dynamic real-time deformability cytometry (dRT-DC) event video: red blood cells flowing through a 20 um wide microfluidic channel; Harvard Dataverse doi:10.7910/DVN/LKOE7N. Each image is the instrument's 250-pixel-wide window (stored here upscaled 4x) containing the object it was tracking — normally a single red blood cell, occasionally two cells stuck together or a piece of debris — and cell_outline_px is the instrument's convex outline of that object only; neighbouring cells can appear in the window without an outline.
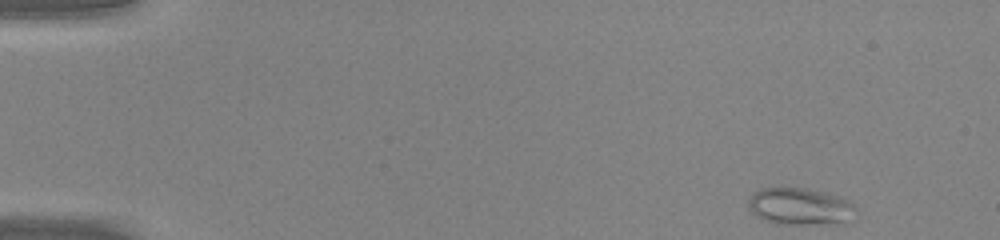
{"species": "common noctule bat (a hibernating species)", "species_latin": "Nyctalus noctula", "temperature_condition": "warm", "stored_images_in_passage": 45, "camera_frame_rate_fps": 3000, "um_per_image_px": 0.085, "animal": {"sex": "male", "body_mass_g": 20.0, "forearm_length_mm": 53.3}, "frame": {"image": 1, "passage_image": 1, "time_ms": 0.0, "image_size_px": [1000, 240], "cell_outline_px": [[856, 208], [844, 224], [776, 224], [764, 220], [756, 216], [748, 208], [748, 200], [760, 188], [808, 188], [840, 196], [852, 204]], "centroid_in_image_um": [67.98, 17.56], "position_along_channel_um": 17.0, "area_um2": 23.18}}
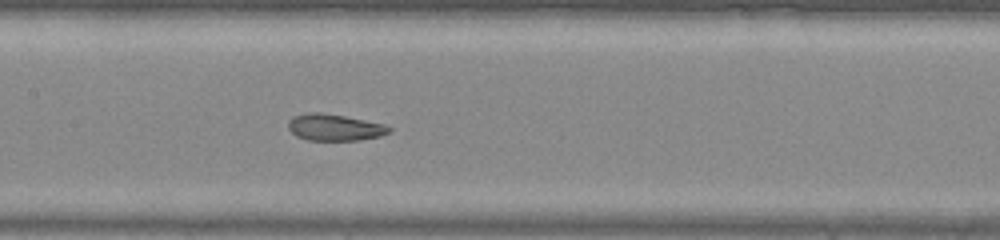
{"frame": {"image": 2, "passage_image": 21, "time_ms": 6.667, "image_size_px": [1000, 240], "cell_outline_px": [[392, 132], [380, 136], [360, 140], [308, 140], [296, 136], [288, 128], [288, 120], [292, 116], [308, 112], [320, 112], [344, 116], [384, 124], [392, 128]], "centroid_in_image_um": [28.43, 10.82], "position_along_channel_um": 179.0, "area_um2": 15.72}}
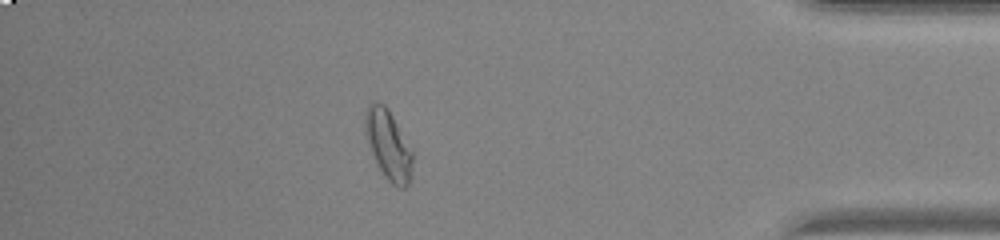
{"frame": {"image": 3, "passage_image": 39, "time_ms": 12.667, "image_size_px": [1000, 240], "cell_outline_px": [[412, 164], [408, 184], [404, 188], [400, 188], [392, 184], [384, 176], [372, 152], [364, 132], [364, 112], [368, 104], [376, 100], [384, 104], [388, 108], [412, 152]], "centroid_in_image_um": [32.97, 12.26], "position_along_channel_um": 402.2, "area_um2": 18.9}, "authors_computed_cell_mechanics": {"area_um2": 18.3226, "velocity_mm_per_s": 4.3088, "shape_relaxation_time_tau1_ms": null, "shape_relaxation_time_tau2_ms": 1.2424, "deformation_change_tau1": null, "deformation_change_tau2": 0.0698}}